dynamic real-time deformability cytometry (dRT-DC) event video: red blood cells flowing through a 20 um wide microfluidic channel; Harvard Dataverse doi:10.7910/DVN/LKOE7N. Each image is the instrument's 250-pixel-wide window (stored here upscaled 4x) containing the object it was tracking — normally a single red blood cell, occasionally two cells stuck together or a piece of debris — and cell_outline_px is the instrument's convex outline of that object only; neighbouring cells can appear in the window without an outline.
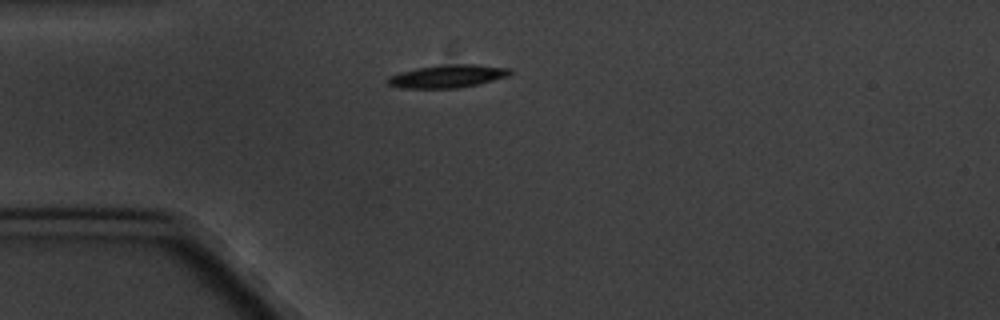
{"species": "common noctule bat (a hibernating species)", "species_latin": "Nyctalus noctula", "temperature_condition": "cold", "stored_images_in_passage": 9, "camera_frame_rate_fps": 3000, "um_per_image_px": 0.085, "animal": {"sex": "male", "body_mass_g": 20.1, "forearm_length_mm": 53.5}, "frame": {"image": 1, "passage_image": 1, "time_ms": 0.0, "image_size_px": [1000, 320], "cell_outline_px": [[512, 72], [508, 76], [480, 84], [460, 88], [400, 88], [388, 84], [384, 80], [388, 76], [400, 72], [416, 68], [452, 64], [476, 64], [512, 68]], "centroid_in_image_um": [38.05, 6.48], "position_along_channel_um": 47.0, "area_um2": 16.53}}
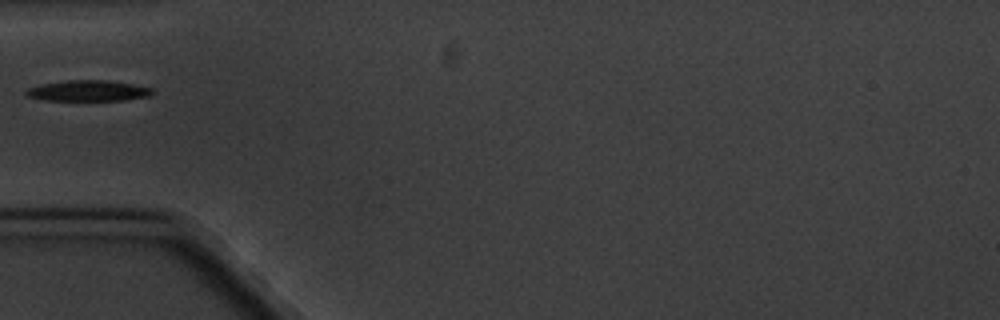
{"frame": {"image": 2, "passage_image": 2, "time_ms": 1.333, "image_size_px": [1000, 320], "cell_outline_px": [[152, 92], [148, 96], [124, 100], [44, 100], [28, 96], [24, 92], [28, 88], [40, 84], [68, 80], [108, 80], [132, 84], [152, 88]], "centroid_in_image_um": [7.46, 7.71], "position_along_channel_um": 77.5, "area_um2": 15.14}}
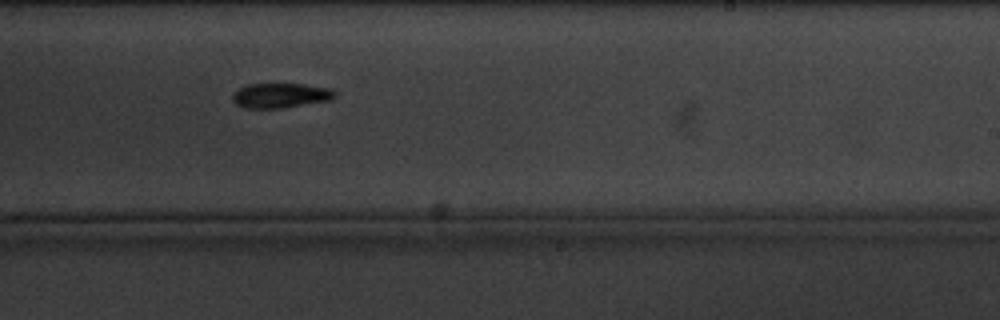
{"frame": {"image": 3, "passage_image": 7, "time_ms": 7.0, "image_size_px": [1000, 320], "cell_outline_px": [[336, 96], [332, 100], [280, 108], [244, 108], [236, 104], [232, 100], [232, 96], [240, 88], [248, 84], [304, 84], [332, 88], [336, 92]], "centroid_in_image_um": [23.89, 8.11], "position_along_channel_um": 265.1, "area_um2": 14.8}}